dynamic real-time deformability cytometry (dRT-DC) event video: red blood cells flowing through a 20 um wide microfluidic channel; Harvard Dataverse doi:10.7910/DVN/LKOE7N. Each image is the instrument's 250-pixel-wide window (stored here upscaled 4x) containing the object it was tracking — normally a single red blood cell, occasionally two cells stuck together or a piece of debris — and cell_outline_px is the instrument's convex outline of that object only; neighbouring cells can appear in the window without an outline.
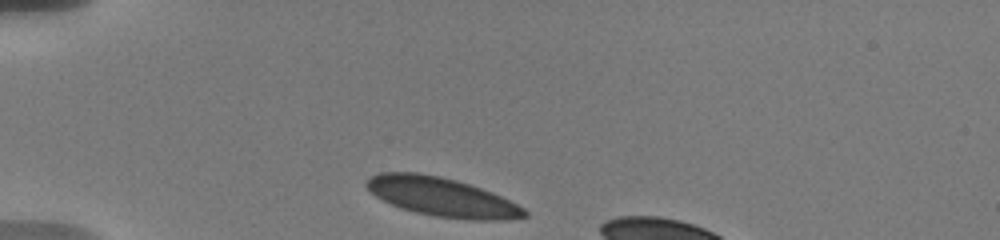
{"species": "human", "species_latin": "Homo sapiens", "temperature_condition": "warm", "stored_images_in_passage": 14, "segment_of_instrument_passage": [1, 2], "camera_frame_rate_fps": 3000, "um_per_image_px": 0.085, "donor": {"sex": "male"}, "frame": {"image": 1, "passage_image": 1, "time_ms": 0.0, "image_size_px": [1000, 240], "cell_outline_px": [[528, 216], [508, 220], [472, 220], [436, 216], [416, 212], [392, 204], [376, 196], [364, 184], [372, 176], [380, 172], [416, 172], [440, 176], [456, 180], [492, 192], [524, 208], [528, 212]], "centroid_in_image_um": [37.59, 16.74], "position_along_channel_um": 47.4, "area_um2": 35.37}}
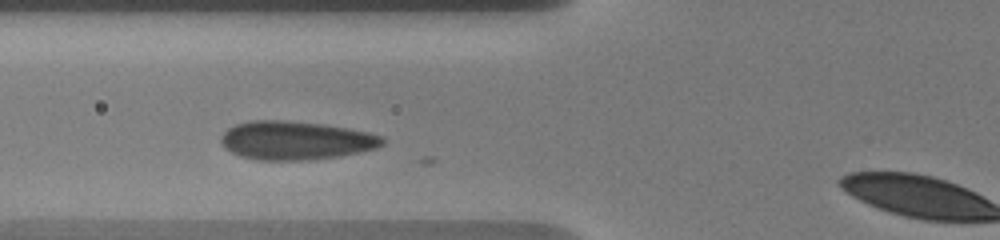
{"frame": {"image": 2, "passage_image": 7, "time_ms": 2.333, "image_size_px": [1000, 240], "cell_outline_px": [[384, 144], [376, 148], [360, 152], [340, 156], [308, 160], [256, 160], [240, 156], [224, 148], [220, 140], [224, 132], [228, 128], [236, 124], [248, 120], [288, 120], [324, 124], [348, 128], [368, 132], [384, 136]], "centroid_in_image_um": [25.14, 11.93], "position_along_channel_um": 100.7, "area_um2": 36.59}}
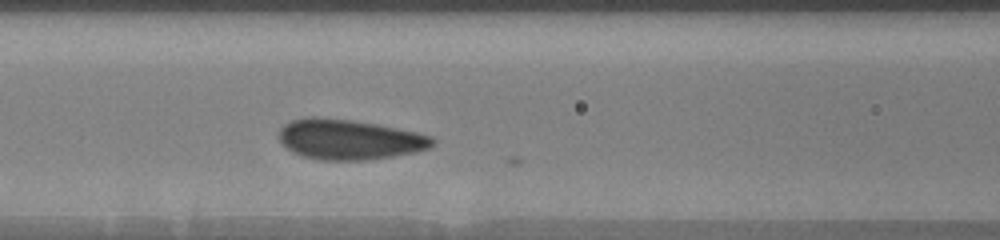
{"frame": {"image": 3, "passage_image": 10, "time_ms": 3.333, "image_size_px": [1000, 240], "cell_outline_px": [[436, 140], [428, 148], [416, 152], [392, 156], [364, 160], [320, 160], [304, 156], [292, 152], [280, 140], [280, 128], [284, 124], [292, 120], [308, 116], [316, 116], [352, 120], [376, 124], [416, 132], [432, 136]], "centroid_in_image_um": [29.68, 11.84], "position_along_channel_um": 136.9, "area_um2": 35.78}}